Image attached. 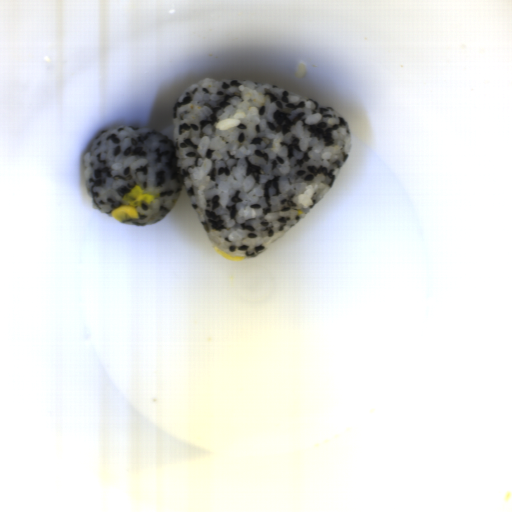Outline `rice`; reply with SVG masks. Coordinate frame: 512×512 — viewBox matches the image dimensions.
<instances>
[{"label": "rice", "instance_id": "obj_1", "mask_svg": "<svg viewBox=\"0 0 512 512\" xmlns=\"http://www.w3.org/2000/svg\"><path fill=\"white\" fill-rule=\"evenodd\" d=\"M353 134L332 107L245 79H203L173 106L172 138L154 128L104 130L83 157L86 192L108 217L135 186L154 195L135 207L149 225L185 189L214 247L255 258L334 186Z\"/></svg>", "mask_w": 512, "mask_h": 512}]
</instances>
